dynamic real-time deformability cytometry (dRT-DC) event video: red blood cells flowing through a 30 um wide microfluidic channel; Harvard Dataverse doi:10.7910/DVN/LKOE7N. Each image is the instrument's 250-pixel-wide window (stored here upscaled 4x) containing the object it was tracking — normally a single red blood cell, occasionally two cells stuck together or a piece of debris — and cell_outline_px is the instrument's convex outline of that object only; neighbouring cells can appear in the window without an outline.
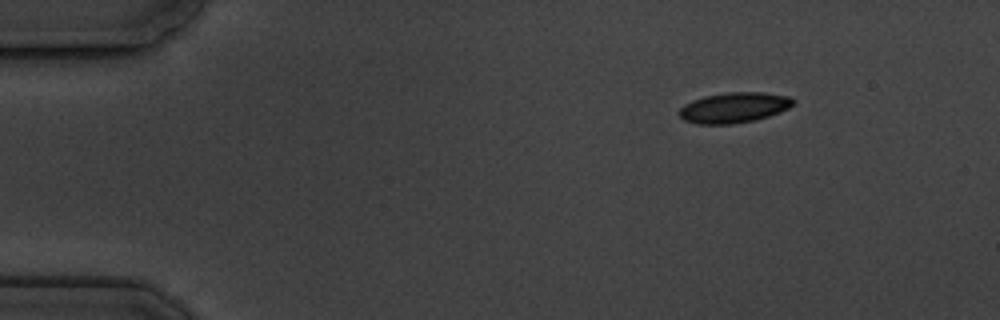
{"species": "common noctule bat (a hibernating species)", "species_latin": "Nyctalus noctula", "temperature_condition": "cold", "stored_images_in_passage": 6, "segment_of_instrument_passage": [2, 2], "camera_frame_rate_fps": 3000, "um_per_image_px": 0.085, "animal": {"sex": "male", "body_mass_g": 19.5, "forearm_length_mm": 54.6}, "frame": {"image": 1, "passage_image": 6, "time_ms": 6.667, "image_size_px": [1000, 320], "cell_outline_px": [[796, 104], [780, 112], [756, 120], [732, 124], [696, 124], [684, 120], [680, 116], [680, 108], [684, 104], [692, 100], [704, 96], [728, 92], [764, 92], [788, 96], [796, 100]], "centroid_in_image_um": [62.42, 9.14], "position_along_channel_um": 22.6, "area_um2": 20.35}}